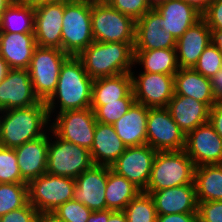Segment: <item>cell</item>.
<instances>
[{
    "label": "cell",
    "instance_id": "cell-38",
    "mask_svg": "<svg viewBox=\"0 0 222 222\" xmlns=\"http://www.w3.org/2000/svg\"><path fill=\"white\" fill-rule=\"evenodd\" d=\"M93 211L75 199L60 205L53 213L64 222H87Z\"/></svg>",
    "mask_w": 222,
    "mask_h": 222
},
{
    "label": "cell",
    "instance_id": "cell-11",
    "mask_svg": "<svg viewBox=\"0 0 222 222\" xmlns=\"http://www.w3.org/2000/svg\"><path fill=\"white\" fill-rule=\"evenodd\" d=\"M185 137L167 108H148L147 145L157 152L181 151Z\"/></svg>",
    "mask_w": 222,
    "mask_h": 222
},
{
    "label": "cell",
    "instance_id": "cell-18",
    "mask_svg": "<svg viewBox=\"0 0 222 222\" xmlns=\"http://www.w3.org/2000/svg\"><path fill=\"white\" fill-rule=\"evenodd\" d=\"M176 41L161 28V15L155 8L136 20L134 50L175 49Z\"/></svg>",
    "mask_w": 222,
    "mask_h": 222
},
{
    "label": "cell",
    "instance_id": "cell-22",
    "mask_svg": "<svg viewBox=\"0 0 222 222\" xmlns=\"http://www.w3.org/2000/svg\"><path fill=\"white\" fill-rule=\"evenodd\" d=\"M48 147L49 136L45 134L14 149L21 177L27 183L47 172Z\"/></svg>",
    "mask_w": 222,
    "mask_h": 222
},
{
    "label": "cell",
    "instance_id": "cell-41",
    "mask_svg": "<svg viewBox=\"0 0 222 222\" xmlns=\"http://www.w3.org/2000/svg\"><path fill=\"white\" fill-rule=\"evenodd\" d=\"M38 211L28 202L24 207L0 217V222H35Z\"/></svg>",
    "mask_w": 222,
    "mask_h": 222
},
{
    "label": "cell",
    "instance_id": "cell-2",
    "mask_svg": "<svg viewBox=\"0 0 222 222\" xmlns=\"http://www.w3.org/2000/svg\"><path fill=\"white\" fill-rule=\"evenodd\" d=\"M0 145L15 149L45 135L50 123L45 101L29 107L0 111ZM3 112V113H2Z\"/></svg>",
    "mask_w": 222,
    "mask_h": 222
},
{
    "label": "cell",
    "instance_id": "cell-7",
    "mask_svg": "<svg viewBox=\"0 0 222 222\" xmlns=\"http://www.w3.org/2000/svg\"><path fill=\"white\" fill-rule=\"evenodd\" d=\"M69 56L60 49L37 46L28 68L35 95L47 101L55 92L63 62Z\"/></svg>",
    "mask_w": 222,
    "mask_h": 222
},
{
    "label": "cell",
    "instance_id": "cell-55",
    "mask_svg": "<svg viewBox=\"0 0 222 222\" xmlns=\"http://www.w3.org/2000/svg\"><path fill=\"white\" fill-rule=\"evenodd\" d=\"M87 1H91V2H99V1H106V0H87Z\"/></svg>",
    "mask_w": 222,
    "mask_h": 222
},
{
    "label": "cell",
    "instance_id": "cell-50",
    "mask_svg": "<svg viewBox=\"0 0 222 222\" xmlns=\"http://www.w3.org/2000/svg\"><path fill=\"white\" fill-rule=\"evenodd\" d=\"M17 2L27 4L31 7H37L42 4L46 3H53V2H60V1H66V0H16Z\"/></svg>",
    "mask_w": 222,
    "mask_h": 222
},
{
    "label": "cell",
    "instance_id": "cell-35",
    "mask_svg": "<svg viewBox=\"0 0 222 222\" xmlns=\"http://www.w3.org/2000/svg\"><path fill=\"white\" fill-rule=\"evenodd\" d=\"M0 183H21L27 182L21 177L20 168L17 162V155L12 148L0 145Z\"/></svg>",
    "mask_w": 222,
    "mask_h": 222
},
{
    "label": "cell",
    "instance_id": "cell-21",
    "mask_svg": "<svg viewBox=\"0 0 222 222\" xmlns=\"http://www.w3.org/2000/svg\"><path fill=\"white\" fill-rule=\"evenodd\" d=\"M161 15V28L178 40L202 15L183 0H168L155 7Z\"/></svg>",
    "mask_w": 222,
    "mask_h": 222
},
{
    "label": "cell",
    "instance_id": "cell-49",
    "mask_svg": "<svg viewBox=\"0 0 222 222\" xmlns=\"http://www.w3.org/2000/svg\"><path fill=\"white\" fill-rule=\"evenodd\" d=\"M211 43L215 45L222 54V31L211 30Z\"/></svg>",
    "mask_w": 222,
    "mask_h": 222
},
{
    "label": "cell",
    "instance_id": "cell-32",
    "mask_svg": "<svg viewBox=\"0 0 222 222\" xmlns=\"http://www.w3.org/2000/svg\"><path fill=\"white\" fill-rule=\"evenodd\" d=\"M34 7L14 0L0 18V33H34Z\"/></svg>",
    "mask_w": 222,
    "mask_h": 222
},
{
    "label": "cell",
    "instance_id": "cell-33",
    "mask_svg": "<svg viewBox=\"0 0 222 222\" xmlns=\"http://www.w3.org/2000/svg\"><path fill=\"white\" fill-rule=\"evenodd\" d=\"M123 211L128 222H157L154 200L144 191L133 198Z\"/></svg>",
    "mask_w": 222,
    "mask_h": 222
},
{
    "label": "cell",
    "instance_id": "cell-20",
    "mask_svg": "<svg viewBox=\"0 0 222 222\" xmlns=\"http://www.w3.org/2000/svg\"><path fill=\"white\" fill-rule=\"evenodd\" d=\"M150 195L154 200L157 215L197 213L198 201L195 184L158 190Z\"/></svg>",
    "mask_w": 222,
    "mask_h": 222
},
{
    "label": "cell",
    "instance_id": "cell-6",
    "mask_svg": "<svg viewBox=\"0 0 222 222\" xmlns=\"http://www.w3.org/2000/svg\"><path fill=\"white\" fill-rule=\"evenodd\" d=\"M91 22L94 41L135 43L136 21L106 1L92 2Z\"/></svg>",
    "mask_w": 222,
    "mask_h": 222
},
{
    "label": "cell",
    "instance_id": "cell-19",
    "mask_svg": "<svg viewBox=\"0 0 222 222\" xmlns=\"http://www.w3.org/2000/svg\"><path fill=\"white\" fill-rule=\"evenodd\" d=\"M210 43L211 30L207 22L201 18L176 41L179 68H193Z\"/></svg>",
    "mask_w": 222,
    "mask_h": 222
},
{
    "label": "cell",
    "instance_id": "cell-3",
    "mask_svg": "<svg viewBox=\"0 0 222 222\" xmlns=\"http://www.w3.org/2000/svg\"><path fill=\"white\" fill-rule=\"evenodd\" d=\"M135 43L92 42L78 57L93 79L132 72Z\"/></svg>",
    "mask_w": 222,
    "mask_h": 222
},
{
    "label": "cell",
    "instance_id": "cell-54",
    "mask_svg": "<svg viewBox=\"0 0 222 222\" xmlns=\"http://www.w3.org/2000/svg\"><path fill=\"white\" fill-rule=\"evenodd\" d=\"M149 1V5L152 7V8H155L156 6H158L159 4L163 3V2H166L168 0H148Z\"/></svg>",
    "mask_w": 222,
    "mask_h": 222
},
{
    "label": "cell",
    "instance_id": "cell-1",
    "mask_svg": "<svg viewBox=\"0 0 222 222\" xmlns=\"http://www.w3.org/2000/svg\"><path fill=\"white\" fill-rule=\"evenodd\" d=\"M93 81L85 71L81 59L69 56L61 67L55 92L45 102L49 117L54 112L57 99L60 102L59 113L90 108Z\"/></svg>",
    "mask_w": 222,
    "mask_h": 222
},
{
    "label": "cell",
    "instance_id": "cell-37",
    "mask_svg": "<svg viewBox=\"0 0 222 222\" xmlns=\"http://www.w3.org/2000/svg\"><path fill=\"white\" fill-rule=\"evenodd\" d=\"M222 68V54L210 43L198 58L193 69L211 79Z\"/></svg>",
    "mask_w": 222,
    "mask_h": 222
},
{
    "label": "cell",
    "instance_id": "cell-53",
    "mask_svg": "<svg viewBox=\"0 0 222 222\" xmlns=\"http://www.w3.org/2000/svg\"><path fill=\"white\" fill-rule=\"evenodd\" d=\"M14 0H0V18L4 11L12 4Z\"/></svg>",
    "mask_w": 222,
    "mask_h": 222
},
{
    "label": "cell",
    "instance_id": "cell-23",
    "mask_svg": "<svg viewBox=\"0 0 222 222\" xmlns=\"http://www.w3.org/2000/svg\"><path fill=\"white\" fill-rule=\"evenodd\" d=\"M36 47L34 33H0V56L10 69H28Z\"/></svg>",
    "mask_w": 222,
    "mask_h": 222
},
{
    "label": "cell",
    "instance_id": "cell-42",
    "mask_svg": "<svg viewBox=\"0 0 222 222\" xmlns=\"http://www.w3.org/2000/svg\"><path fill=\"white\" fill-rule=\"evenodd\" d=\"M202 18L210 30L222 31V0H213Z\"/></svg>",
    "mask_w": 222,
    "mask_h": 222
},
{
    "label": "cell",
    "instance_id": "cell-29",
    "mask_svg": "<svg viewBox=\"0 0 222 222\" xmlns=\"http://www.w3.org/2000/svg\"><path fill=\"white\" fill-rule=\"evenodd\" d=\"M194 184L198 202L222 201V164L195 167Z\"/></svg>",
    "mask_w": 222,
    "mask_h": 222
},
{
    "label": "cell",
    "instance_id": "cell-25",
    "mask_svg": "<svg viewBox=\"0 0 222 222\" xmlns=\"http://www.w3.org/2000/svg\"><path fill=\"white\" fill-rule=\"evenodd\" d=\"M147 116L148 108L135 101L128 112L112 125L126 147L147 144Z\"/></svg>",
    "mask_w": 222,
    "mask_h": 222
},
{
    "label": "cell",
    "instance_id": "cell-39",
    "mask_svg": "<svg viewBox=\"0 0 222 222\" xmlns=\"http://www.w3.org/2000/svg\"><path fill=\"white\" fill-rule=\"evenodd\" d=\"M106 2L122 14L132 17L135 21L152 8L148 0H106Z\"/></svg>",
    "mask_w": 222,
    "mask_h": 222
},
{
    "label": "cell",
    "instance_id": "cell-12",
    "mask_svg": "<svg viewBox=\"0 0 222 222\" xmlns=\"http://www.w3.org/2000/svg\"><path fill=\"white\" fill-rule=\"evenodd\" d=\"M132 76L135 101L147 108H166L174 96V75L141 72Z\"/></svg>",
    "mask_w": 222,
    "mask_h": 222
},
{
    "label": "cell",
    "instance_id": "cell-28",
    "mask_svg": "<svg viewBox=\"0 0 222 222\" xmlns=\"http://www.w3.org/2000/svg\"><path fill=\"white\" fill-rule=\"evenodd\" d=\"M174 95L191 97L212 108L217 102L211 81L193 68H180L174 75Z\"/></svg>",
    "mask_w": 222,
    "mask_h": 222
},
{
    "label": "cell",
    "instance_id": "cell-15",
    "mask_svg": "<svg viewBox=\"0 0 222 222\" xmlns=\"http://www.w3.org/2000/svg\"><path fill=\"white\" fill-rule=\"evenodd\" d=\"M65 1L46 3L34 8V35L37 46L61 50Z\"/></svg>",
    "mask_w": 222,
    "mask_h": 222
},
{
    "label": "cell",
    "instance_id": "cell-43",
    "mask_svg": "<svg viewBox=\"0 0 222 222\" xmlns=\"http://www.w3.org/2000/svg\"><path fill=\"white\" fill-rule=\"evenodd\" d=\"M157 222H198L197 213H174L157 215Z\"/></svg>",
    "mask_w": 222,
    "mask_h": 222
},
{
    "label": "cell",
    "instance_id": "cell-31",
    "mask_svg": "<svg viewBox=\"0 0 222 222\" xmlns=\"http://www.w3.org/2000/svg\"><path fill=\"white\" fill-rule=\"evenodd\" d=\"M140 192L133 183L124 176L118 175L108 167V180L105 191L106 209L123 211L127 204Z\"/></svg>",
    "mask_w": 222,
    "mask_h": 222
},
{
    "label": "cell",
    "instance_id": "cell-51",
    "mask_svg": "<svg viewBox=\"0 0 222 222\" xmlns=\"http://www.w3.org/2000/svg\"><path fill=\"white\" fill-rule=\"evenodd\" d=\"M108 222H128L124 211H113L108 219Z\"/></svg>",
    "mask_w": 222,
    "mask_h": 222
},
{
    "label": "cell",
    "instance_id": "cell-47",
    "mask_svg": "<svg viewBox=\"0 0 222 222\" xmlns=\"http://www.w3.org/2000/svg\"><path fill=\"white\" fill-rule=\"evenodd\" d=\"M112 210H100L93 211L89 216L87 222H108L109 216L112 213Z\"/></svg>",
    "mask_w": 222,
    "mask_h": 222
},
{
    "label": "cell",
    "instance_id": "cell-36",
    "mask_svg": "<svg viewBox=\"0 0 222 222\" xmlns=\"http://www.w3.org/2000/svg\"><path fill=\"white\" fill-rule=\"evenodd\" d=\"M135 102V98H123L120 102H105L94 110L95 119L103 124L113 125Z\"/></svg>",
    "mask_w": 222,
    "mask_h": 222
},
{
    "label": "cell",
    "instance_id": "cell-14",
    "mask_svg": "<svg viewBox=\"0 0 222 222\" xmlns=\"http://www.w3.org/2000/svg\"><path fill=\"white\" fill-rule=\"evenodd\" d=\"M184 151L195 167L222 164V138L209 122L186 135Z\"/></svg>",
    "mask_w": 222,
    "mask_h": 222
},
{
    "label": "cell",
    "instance_id": "cell-9",
    "mask_svg": "<svg viewBox=\"0 0 222 222\" xmlns=\"http://www.w3.org/2000/svg\"><path fill=\"white\" fill-rule=\"evenodd\" d=\"M52 133L56 141L49 139L47 173L76 179L94 165L90 150L59 138L53 131Z\"/></svg>",
    "mask_w": 222,
    "mask_h": 222
},
{
    "label": "cell",
    "instance_id": "cell-45",
    "mask_svg": "<svg viewBox=\"0 0 222 222\" xmlns=\"http://www.w3.org/2000/svg\"><path fill=\"white\" fill-rule=\"evenodd\" d=\"M216 102H222V68L210 79Z\"/></svg>",
    "mask_w": 222,
    "mask_h": 222
},
{
    "label": "cell",
    "instance_id": "cell-40",
    "mask_svg": "<svg viewBox=\"0 0 222 222\" xmlns=\"http://www.w3.org/2000/svg\"><path fill=\"white\" fill-rule=\"evenodd\" d=\"M198 222H222V201L198 202Z\"/></svg>",
    "mask_w": 222,
    "mask_h": 222
},
{
    "label": "cell",
    "instance_id": "cell-8",
    "mask_svg": "<svg viewBox=\"0 0 222 222\" xmlns=\"http://www.w3.org/2000/svg\"><path fill=\"white\" fill-rule=\"evenodd\" d=\"M75 179L45 173L27 183L28 202L39 213H53L60 205L72 200Z\"/></svg>",
    "mask_w": 222,
    "mask_h": 222
},
{
    "label": "cell",
    "instance_id": "cell-10",
    "mask_svg": "<svg viewBox=\"0 0 222 222\" xmlns=\"http://www.w3.org/2000/svg\"><path fill=\"white\" fill-rule=\"evenodd\" d=\"M56 117L49 126L50 132L74 145L91 149L97 122L91 108L63 111Z\"/></svg>",
    "mask_w": 222,
    "mask_h": 222
},
{
    "label": "cell",
    "instance_id": "cell-16",
    "mask_svg": "<svg viewBox=\"0 0 222 222\" xmlns=\"http://www.w3.org/2000/svg\"><path fill=\"white\" fill-rule=\"evenodd\" d=\"M39 101L28 69H9L0 83V111L29 107Z\"/></svg>",
    "mask_w": 222,
    "mask_h": 222
},
{
    "label": "cell",
    "instance_id": "cell-4",
    "mask_svg": "<svg viewBox=\"0 0 222 222\" xmlns=\"http://www.w3.org/2000/svg\"><path fill=\"white\" fill-rule=\"evenodd\" d=\"M91 9V1H65L61 50L68 56H78L84 49L94 42Z\"/></svg>",
    "mask_w": 222,
    "mask_h": 222
},
{
    "label": "cell",
    "instance_id": "cell-44",
    "mask_svg": "<svg viewBox=\"0 0 222 222\" xmlns=\"http://www.w3.org/2000/svg\"><path fill=\"white\" fill-rule=\"evenodd\" d=\"M208 122L222 138V102H217L212 108H210Z\"/></svg>",
    "mask_w": 222,
    "mask_h": 222
},
{
    "label": "cell",
    "instance_id": "cell-27",
    "mask_svg": "<svg viewBox=\"0 0 222 222\" xmlns=\"http://www.w3.org/2000/svg\"><path fill=\"white\" fill-rule=\"evenodd\" d=\"M123 98H135L132 90V76L122 73L115 76L98 78L93 81L90 108L94 111L105 102H120Z\"/></svg>",
    "mask_w": 222,
    "mask_h": 222
},
{
    "label": "cell",
    "instance_id": "cell-13",
    "mask_svg": "<svg viewBox=\"0 0 222 222\" xmlns=\"http://www.w3.org/2000/svg\"><path fill=\"white\" fill-rule=\"evenodd\" d=\"M156 154L157 151L147 144L127 147L111 169L145 191Z\"/></svg>",
    "mask_w": 222,
    "mask_h": 222
},
{
    "label": "cell",
    "instance_id": "cell-48",
    "mask_svg": "<svg viewBox=\"0 0 222 222\" xmlns=\"http://www.w3.org/2000/svg\"><path fill=\"white\" fill-rule=\"evenodd\" d=\"M35 222H64L54 213H38Z\"/></svg>",
    "mask_w": 222,
    "mask_h": 222
},
{
    "label": "cell",
    "instance_id": "cell-34",
    "mask_svg": "<svg viewBox=\"0 0 222 222\" xmlns=\"http://www.w3.org/2000/svg\"><path fill=\"white\" fill-rule=\"evenodd\" d=\"M28 203L27 184L0 183V217Z\"/></svg>",
    "mask_w": 222,
    "mask_h": 222
},
{
    "label": "cell",
    "instance_id": "cell-17",
    "mask_svg": "<svg viewBox=\"0 0 222 222\" xmlns=\"http://www.w3.org/2000/svg\"><path fill=\"white\" fill-rule=\"evenodd\" d=\"M107 180L108 167L93 165L75 179L73 199L92 211L106 210Z\"/></svg>",
    "mask_w": 222,
    "mask_h": 222
},
{
    "label": "cell",
    "instance_id": "cell-52",
    "mask_svg": "<svg viewBox=\"0 0 222 222\" xmlns=\"http://www.w3.org/2000/svg\"><path fill=\"white\" fill-rule=\"evenodd\" d=\"M9 69L10 68H9L8 64L6 63V61L0 56V83L6 77Z\"/></svg>",
    "mask_w": 222,
    "mask_h": 222
},
{
    "label": "cell",
    "instance_id": "cell-46",
    "mask_svg": "<svg viewBox=\"0 0 222 222\" xmlns=\"http://www.w3.org/2000/svg\"><path fill=\"white\" fill-rule=\"evenodd\" d=\"M192 6L196 11H198L201 15H203L213 0H183Z\"/></svg>",
    "mask_w": 222,
    "mask_h": 222
},
{
    "label": "cell",
    "instance_id": "cell-24",
    "mask_svg": "<svg viewBox=\"0 0 222 222\" xmlns=\"http://www.w3.org/2000/svg\"><path fill=\"white\" fill-rule=\"evenodd\" d=\"M166 108L185 136L209 120L210 107L191 97L174 95Z\"/></svg>",
    "mask_w": 222,
    "mask_h": 222
},
{
    "label": "cell",
    "instance_id": "cell-5",
    "mask_svg": "<svg viewBox=\"0 0 222 222\" xmlns=\"http://www.w3.org/2000/svg\"><path fill=\"white\" fill-rule=\"evenodd\" d=\"M195 166L184 150L157 152L145 193L194 184Z\"/></svg>",
    "mask_w": 222,
    "mask_h": 222
},
{
    "label": "cell",
    "instance_id": "cell-26",
    "mask_svg": "<svg viewBox=\"0 0 222 222\" xmlns=\"http://www.w3.org/2000/svg\"><path fill=\"white\" fill-rule=\"evenodd\" d=\"M126 148L112 125L96 122L94 140L90 149L94 165L111 167Z\"/></svg>",
    "mask_w": 222,
    "mask_h": 222
},
{
    "label": "cell",
    "instance_id": "cell-30",
    "mask_svg": "<svg viewBox=\"0 0 222 222\" xmlns=\"http://www.w3.org/2000/svg\"><path fill=\"white\" fill-rule=\"evenodd\" d=\"M143 65L144 71L175 75L179 68L176 49L134 50V65Z\"/></svg>",
    "mask_w": 222,
    "mask_h": 222
}]
</instances>
